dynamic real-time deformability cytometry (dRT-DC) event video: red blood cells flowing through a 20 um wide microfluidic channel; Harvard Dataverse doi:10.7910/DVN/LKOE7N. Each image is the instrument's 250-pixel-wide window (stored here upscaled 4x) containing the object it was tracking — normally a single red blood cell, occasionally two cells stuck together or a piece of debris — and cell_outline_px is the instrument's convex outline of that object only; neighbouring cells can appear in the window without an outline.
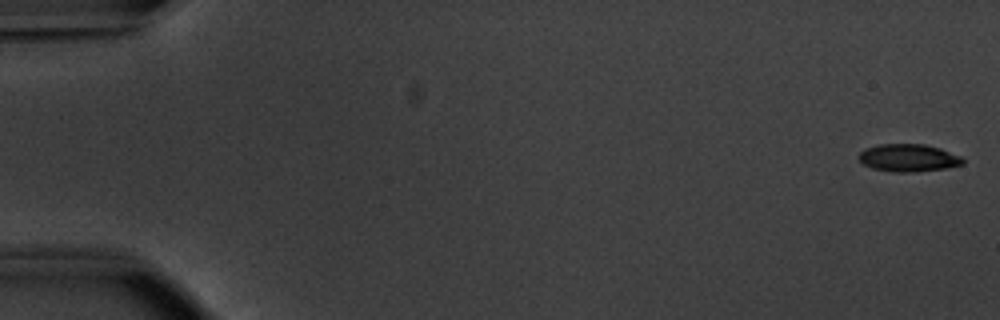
{"species": "common noctule bat (a hibernating species)", "species_latin": "Nyctalus noctula", "temperature_condition": "warm", "stored_images_in_passage": 22, "camera_frame_rate_fps": 3000, "um_per_image_px": 0.085, "animal": {"sex": "male", "body_mass_g": 20.1, "forearm_length_mm": 53.5}, "frame": {"image": 1, "passage_image": 1, "time_ms": 0.0, "image_size_px": [1000, 320], "cell_outline_px": [[964, 164], [944, 168], [916, 172], [896, 172], [872, 168], [864, 164], [860, 160], [860, 152], [864, 148], [880, 144], [924, 144], [940, 148], [960, 156], [964, 160]], "centroid_in_image_um": [77.22, 13.41], "position_along_channel_um": 7.8, "area_um2": 16.59}}
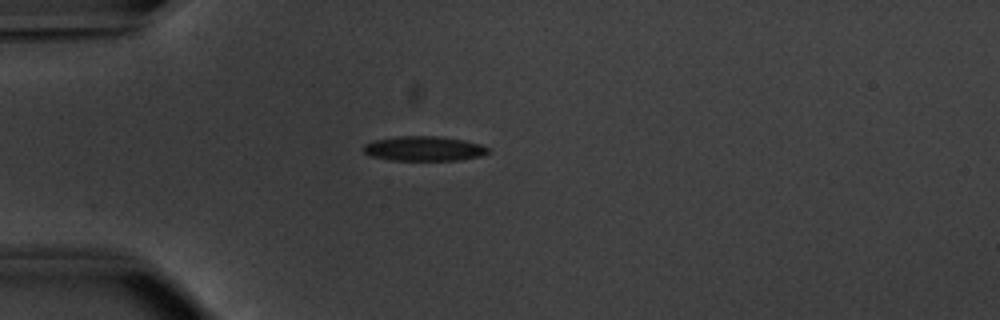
{"frame": {"image": 2, "passage_image": 15, "time_ms": 4.667, "image_size_px": [1000, 320], "cell_outline_px": [[488, 152], [480, 156], [460, 160], [388, 160], [368, 156], [364, 152], [364, 144], [376, 140], [400, 136], [436, 136], [464, 140], [480, 144], [488, 148]], "centroid_in_image_um": [36.01, 12.64], "position_along_channel_um": 49.0, "area_um2": 17.86}}